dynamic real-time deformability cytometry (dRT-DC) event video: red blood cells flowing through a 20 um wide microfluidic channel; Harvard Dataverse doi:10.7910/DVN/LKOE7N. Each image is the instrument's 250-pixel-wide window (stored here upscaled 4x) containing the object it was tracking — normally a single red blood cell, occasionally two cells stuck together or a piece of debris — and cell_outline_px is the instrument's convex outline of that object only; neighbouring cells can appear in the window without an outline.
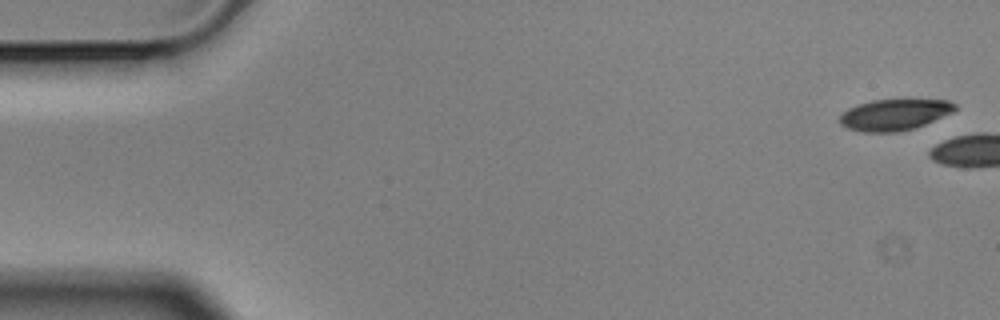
{"species": "Egyptian fruit bat (a non-hibernating species)", "species_latin": "Rousettus aegyptiacus", "temperature_condition": "cold", "stored_images_in_passage": 6, "camera_frame_rate_fps": 3000, "um_per_image_px": 0.085, "animal": {"sex": "male"}, "frame": {"image": 1, "passage_image": 1, "time_ms": 0.0, "image_size_px": [1000, 320], "cell_outline_px": [[956, 108], [952, 112], [924, 124], [912, 128], [896, 132], [864, 132], [848, 128], [840, 124], [840, 116], [848, 108], [872, 100], [948, 100], [956, 104]], "centroid_in_image_um": [76.01, 9.75], "position_along_channel_um": 9.0, "area_um2": 20.52}}
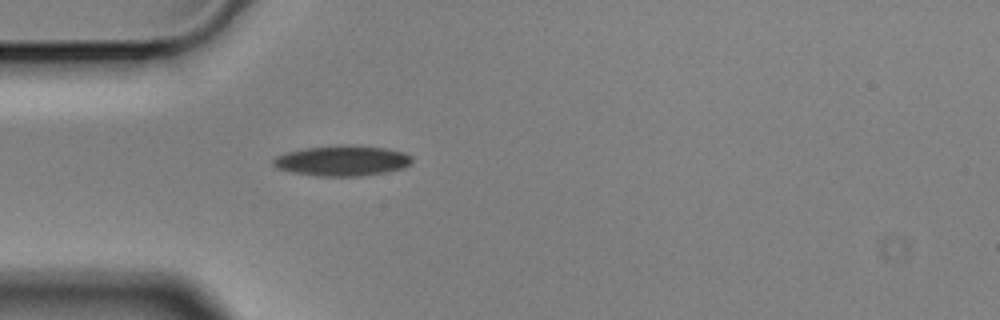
{"frame": {"image": 2, "passage_image": 6, "time_ms": 1.667, "image_size_px": [1000, 320], "cell_outline_px": [[412, 164], [404, 168], [384, 172], [360, 176], [316, 176], [292, 172], [276, 168], [272, 164], [272, 160], [276, 156], [288, 152], [304, 148], [384, 148], [404, 152], [412, 156]], "centroid_in_image_um": [29.08, 13.72], "position_along_channel_um": 55.9, "area_um2": 23.52}}